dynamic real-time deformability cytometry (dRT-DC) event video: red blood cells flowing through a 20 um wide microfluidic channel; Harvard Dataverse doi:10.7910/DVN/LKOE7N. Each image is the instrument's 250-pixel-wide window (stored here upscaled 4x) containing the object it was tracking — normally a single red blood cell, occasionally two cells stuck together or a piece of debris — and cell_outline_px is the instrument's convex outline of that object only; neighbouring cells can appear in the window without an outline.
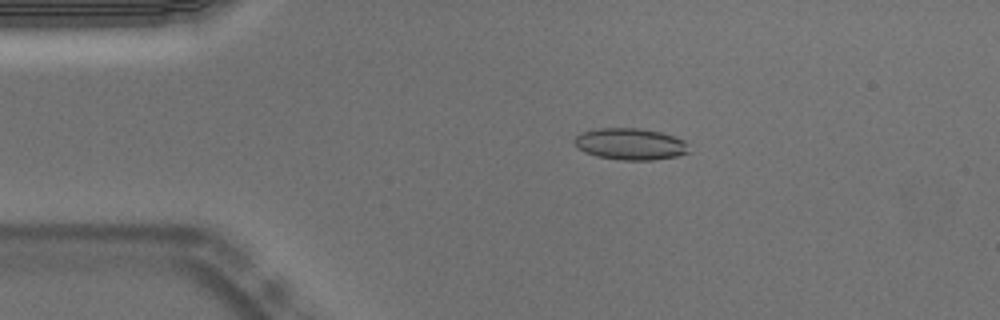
{"species": "Egyptian fruit bat (a non-hibernating species)", "species_latin": "Rousettus aegyptiacus", "temperature_condition": "warm", "stored_images_in_passage": 53, "camera_frame_rate_fps": 3000, "um_per_image_px": 0.085, "animal": {"sex": "male"}, "frame": {"image": 1, "passage_image": 10, "time_ms": 3.0, "image_size_px": [1000, 320], "cell_outline_px": [[688, 152], [676, 156], [652, 160], [620, 160], [596, 156], [584, 152], [576, 148], [572, 140], [580, 132], [596, 128], [640, 128], [660, 132], [676, 136], [684, 140]], "centroid_in_image_um": [53.5, 12.23], "position_along_channel_um": 31.5, "area_um2": 21.27}}
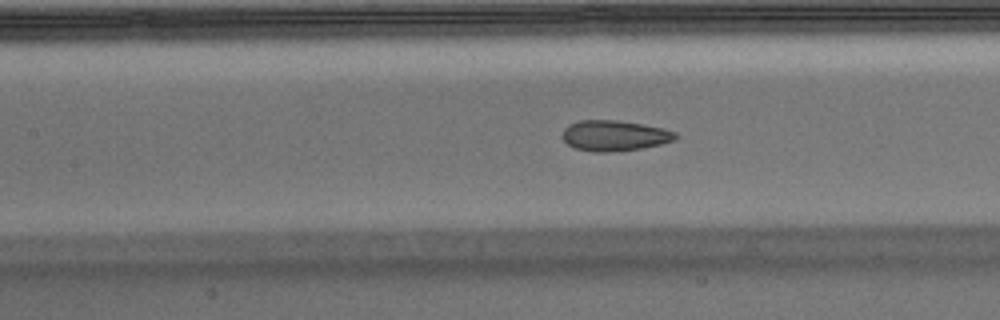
{"frame": {"image": 2, "passage_image": 23, "time_ms": 7.333, "image_size_px": [1000, 320], "cell_outline_px": [[680, 136], [676, 140], [660, 144], [640, 148], [608, 152], [592, 152], [576, 148], [568, 144], [560, 136], [564, 128], [568, 124], [580, 120], [616, 120], [664, 128], [676, 132]], "centroid_in_image_um": [52.22, 11.52], "position_along_channel_um": 155.2, "area_um2": 20.23}}
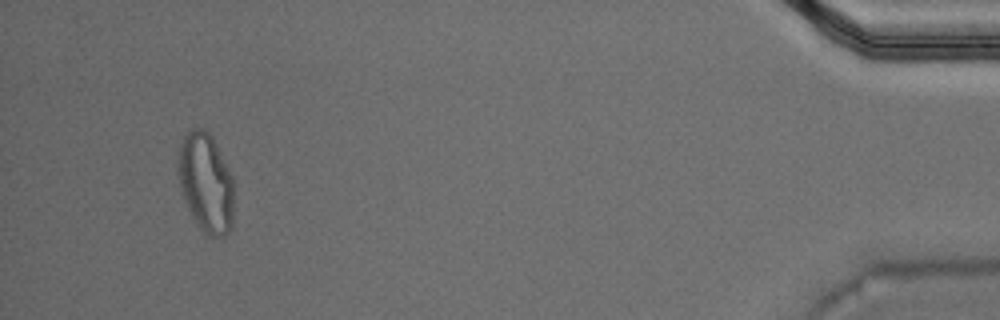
{"frame": {"image": 3, "passage_image": 50, "time_ms": 16.333, "image_size_px": [1000, 320], "cell_outline_px": [[232, 228], [224, 236], [204, 236], [192, 216], [188, 208], [176, 172], [176, 160], [180, 144], [184, 136], [192, 128], [200, 128], [208, 132], [212, 136], [232, 176]], "centroid_in_image_um": [17.47, 15.53], "position_along_channel_um": 417.7, "area_um2": 32.31}, "authors_computed_cell_mechanics": {"area_um2": 20.9236, "velocity_mm_per_s": 3.7604, "shape_relaxation_time_tau1_ms": null, "shape_relaxation_time_tau2_ms": 1.2319, "deformation_change_tau1": null, "deformation_change_tau2": 0.0662}}